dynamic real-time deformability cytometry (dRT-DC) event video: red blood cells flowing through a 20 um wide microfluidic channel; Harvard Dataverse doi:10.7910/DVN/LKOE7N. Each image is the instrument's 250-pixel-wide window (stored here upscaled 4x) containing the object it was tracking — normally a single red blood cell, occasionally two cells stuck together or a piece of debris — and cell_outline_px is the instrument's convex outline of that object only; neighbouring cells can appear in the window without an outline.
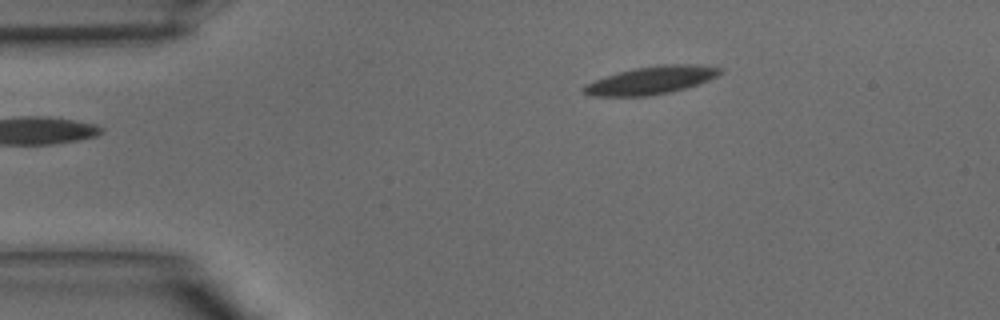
{"species": "common noctule bat (a hibernating species)", "species_latin": "Nyctalus noctula", "temperature_condition": "warm", "stored_images_in_passage": 34, "camera_frame_rate_fps": 3000, "um_per_image_px": 0.085, "animal": {"sex": "male", "body_mass_g": 15.6}, "frame": {"image": 1, "passage_image": 1, "time_ms": 0.0, "image_size_px": [1000, 320], "cell_outline_px": [[724, 72], [708, 80], [684, 88], [668, 92], [644, 96], [592, 96], [580, 92], [580, 88], [584, 84], [604, 76], [636, 68], [664, 64], [688, 64], [724, 68]], "centroid_in_image_um": [55.28, 6.82], "position_along_channel_um": 29.7, "area_um2": 21.96}}
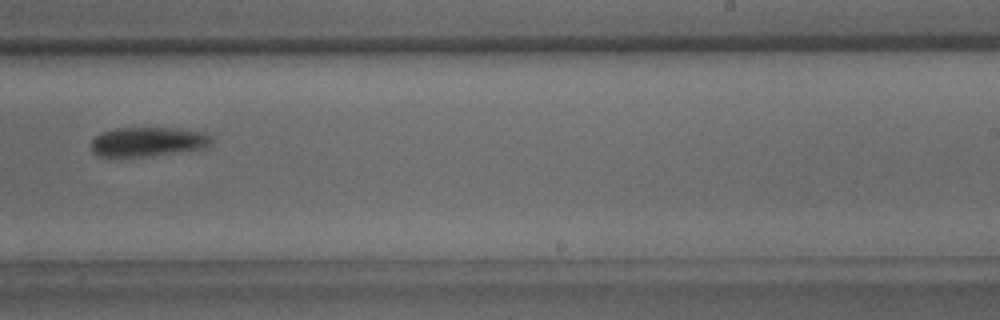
{"frame": {"image": 2, "passage_image": 19, "time_ms": 6.0, "image_size_px": [1000, 320], "cell_outline_px": [[212, 140], [204, 148], [148, 156], [100, 156], [92, 152], [92, 140], [100, 132], [116, 128], [180, 128], [204, 132], [212, 136]], "centroid_in_image_um": [12.57, 12.03], "position_along_channel_um": 276.4, "area_um2": 20.46}}
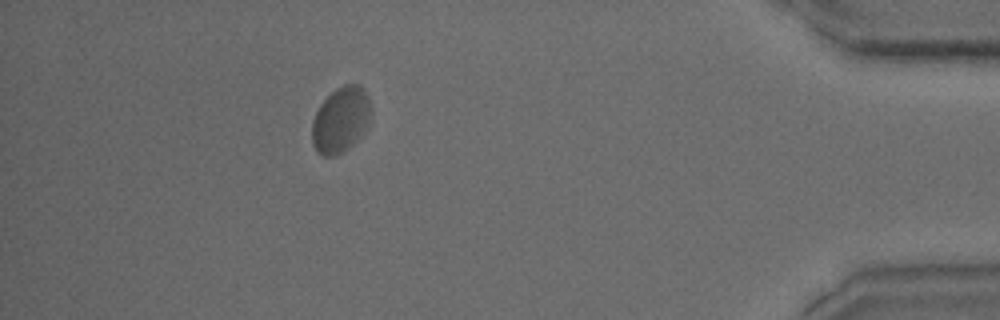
{"frame": {"image": 3, "passage_image": 30, "time_ms": 9.667, "image_size_px": [1000, 320], "cell_outline_px": [[372, 116], [368, 124], [356, 140], [352, 144], [336, 156], [324, 156], [316, 152], [312, 144], [312, 120], [320, 104], [336, 88], [344, 84], [360, 84], [364, 88], [368, 96]], "centroid_in_image_um": [28.95, 10.17], "position_along_channel_um": 406.2, "area_um2": 22.6}}